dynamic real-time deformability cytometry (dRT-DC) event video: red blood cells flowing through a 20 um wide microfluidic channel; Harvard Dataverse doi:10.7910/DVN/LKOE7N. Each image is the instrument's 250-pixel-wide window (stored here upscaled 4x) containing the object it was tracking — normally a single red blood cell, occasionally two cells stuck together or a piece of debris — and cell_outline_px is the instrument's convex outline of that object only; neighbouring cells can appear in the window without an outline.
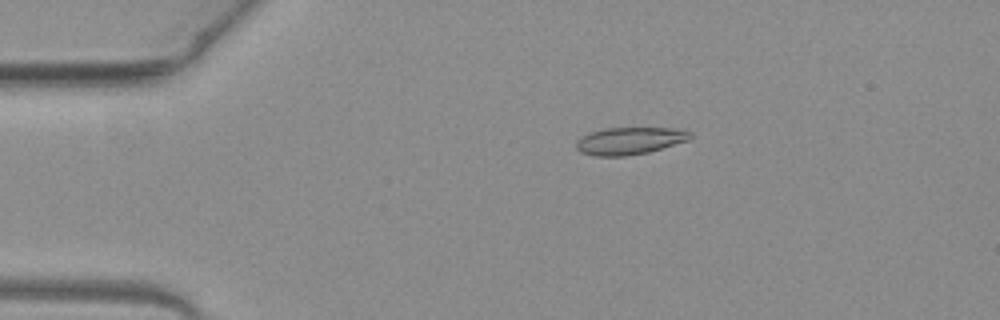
{"species": "common noctule bat (a hibernating species)", "species_latin": "Nyctalus noctula", "temperature_condition": "warm", "stored_images_in_passage": 47, "camera_frame_rate_fps": 3000, "um_per_image_px": 0.085, "animal": {"sex": "female", "body_mass_g": 19.3, "forearm_length_mm": 54.1}, "frame": {"image": 1, "passage_image": 6, "time_ms": 1.667, "image_size_px": [1000, 320], "cell_outline_px": [[692, 136], [688, 140], [648, 152], [624, 156], [596, 156], [580, 152], [576, 148], [576, 140], [588, 132], [604, 128], [672, 128], [692, 132]], "centroid_in_image_um": [53.47, 11.96], "position_along_channel_um": 31.5, "area_um2": 18.09}}
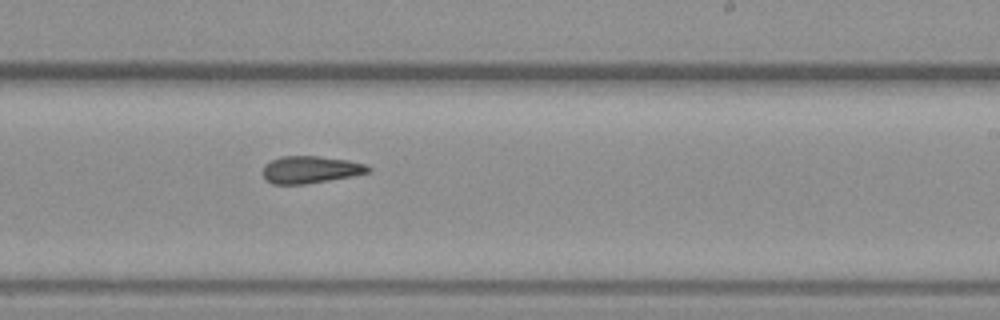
{"frame": {"image": 2, "passage_image": 27, "time_ms": 8.667, "image_size_px": [1000, 320], "cell_outline_px": [[372, 168], [368, 172], [352, 176], [304, 184], [272, 184], [264, 180], [264, 164], [280, 156], [316, 156], [348, 160], [368, 164]], "centroid_in_image_um": [26.39, 14.41], "position_along_channel_um": 262.6, "area_um2": 16.7}}
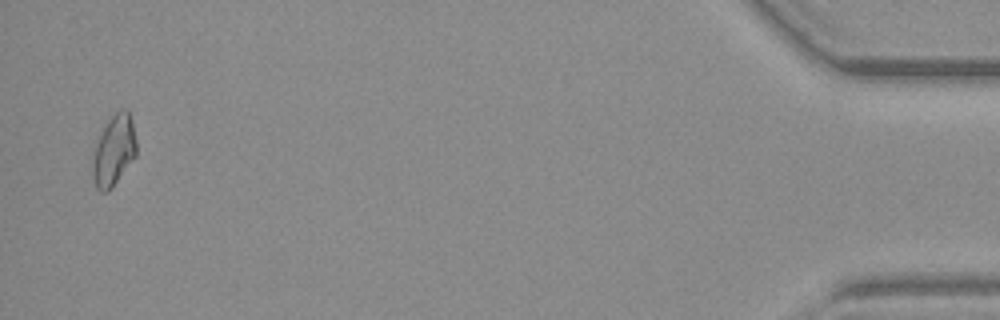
{"frame": {"image": 3, "passage_image": 46, "time_ms": 15.0, "image_size_px": [1000, 320], "cell_outline_px": [[136, 156], [112, 188], [108, 192], [100, 192], [96, 188], [92, 176], [92, 160], [96, 140], [104, 124], [116, 112], [124, 108], [128, 108], [132, 120], [136, 140]], "centroid_in_image_um": [9.66, 12.79], "position_along_channel_um": 425.5, "area_um2": 18.44}, "authors_computed_cell_mechanics": {"area_um2": 17.4556, "velocity_mm_per_s": 4.0253, "shape_relaxation_time_tau1_ms": null, "shape_relaxation_time_tau2_ms": 4.973, "deformation_change_tau1": null, "deformation_change_tau2": 0.1423}}